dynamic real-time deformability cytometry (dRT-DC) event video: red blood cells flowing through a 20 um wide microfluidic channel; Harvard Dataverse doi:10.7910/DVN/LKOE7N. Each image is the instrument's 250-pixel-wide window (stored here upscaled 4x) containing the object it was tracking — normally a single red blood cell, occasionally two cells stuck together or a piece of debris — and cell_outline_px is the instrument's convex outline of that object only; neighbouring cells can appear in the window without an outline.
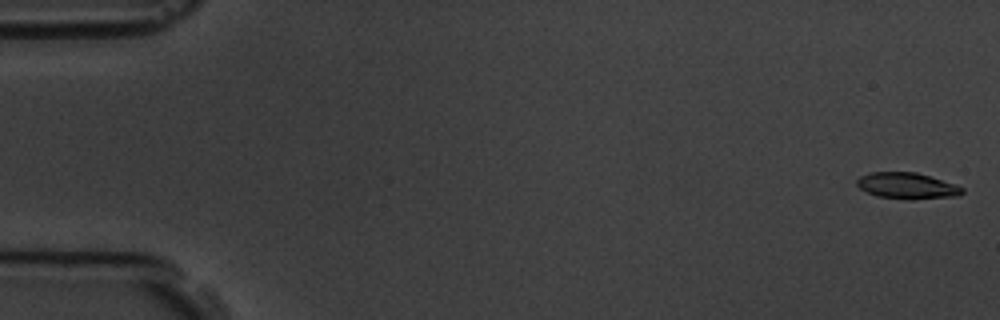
{"species": "common noctule bat (a hibernating species)", "species_latin": "Nyctalus noctula", "temperature_condition": "room temperature", "stored_images_in_passage": 5, "camera_frame_rate_fps": 3000, "um_per_image_px": 0.085, "animal": {"sex": "male", "body_mass_g": 19.5, "forearm_length_mm": 54.6}, "frame": {"image": 1, "passage_image": 1, "time_ms": 0.0, "image_size_px": [1000, 320], "cell_outline_px": [[964, 192], [960, 196], [912, 200], [908, 200], [876, 196], [860, 188], [856, 184], [856, 180], [860, 176], [868, 172], [916, 172], [956, 184], [964, 188]], "centroid_in_image_um": [77.12, 15.8], "position_along_channel_um": 7.9, "area_um2": 16.36}}
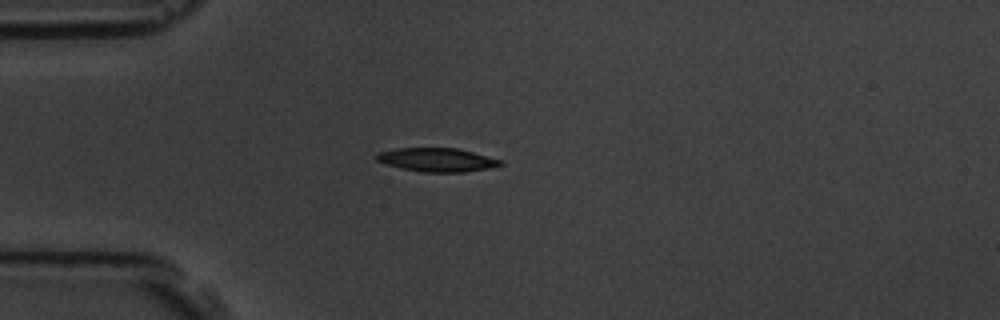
{"frame": {"image": 2, "passage_image": 5, "time_ms": 4.667, "image_size_px": [1000, 320], "cell_outline_px": [[504, 164], [488, 168], [464, 172], [424, 172], [400, 168], [376, 160], [376, 156], [380, 152], [392, 148], [456, 148], [472, 152], [500, 160]], "centroid_in_image_um": [37.12, 13.58], "position_along_channel_um": 47.9, "area_um2": 16.82}}